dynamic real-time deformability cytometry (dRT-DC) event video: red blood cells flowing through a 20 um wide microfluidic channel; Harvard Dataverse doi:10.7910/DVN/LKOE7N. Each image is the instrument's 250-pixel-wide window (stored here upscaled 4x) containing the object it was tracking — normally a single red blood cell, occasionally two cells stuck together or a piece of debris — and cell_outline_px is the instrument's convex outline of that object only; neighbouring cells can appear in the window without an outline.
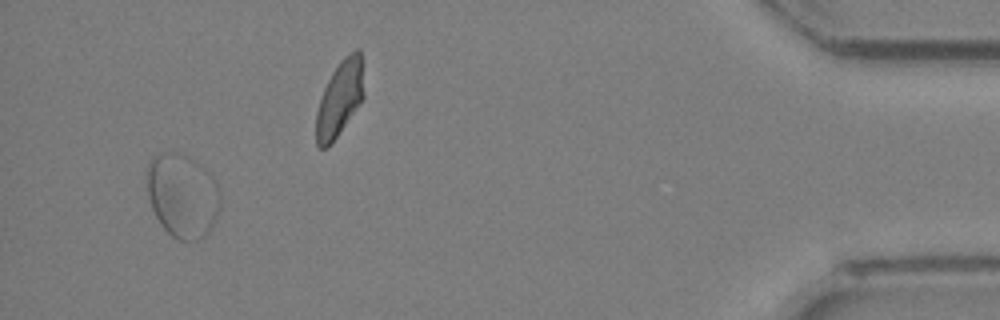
{"species": "Egyptian fruit bat (a non-hibernating species)", "species_latin": "Rousettus aegyptiacus", "temperature_condition": "room temperature", "stored_images_in_passage": 19, "camera_frame_rate_fps": 3000, "um_per_image_px": 0.085, "animal": {"sex": "female"}, "frame": {"image": 1, "passage_image": 17, "time_ms": 5.333, "image_size_px": [1000, 320], "cell_outline_px": [[220, 208], [208, 232], [204, 236], [196, 240], [180, 240], [172, 236], [160, 224], [152, 208], [148, 196], [148, 160], [152, 156], [160, 152], [172, 152], [188, 156], [196, 160], [216, 180], [220, 192]], "centroid_in_image_um": [15.51, 16.6], "position_along_channel_um": 419.7, "area_um2": 35.84}}